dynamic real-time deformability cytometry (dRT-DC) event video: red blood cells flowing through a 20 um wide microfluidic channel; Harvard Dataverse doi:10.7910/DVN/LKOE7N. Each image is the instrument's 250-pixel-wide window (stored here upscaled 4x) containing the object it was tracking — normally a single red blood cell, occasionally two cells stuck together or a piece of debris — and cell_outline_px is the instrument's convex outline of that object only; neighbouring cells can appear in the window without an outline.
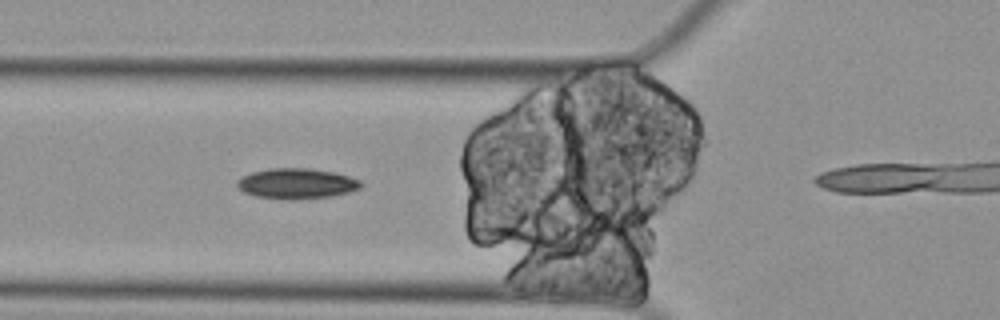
{"species": "Egyptian fruit bat (a non-hibernating species)", "species_latin": "Rousettus aegyptiacus", "temperature_condition": "cold", "stored_images_in_passage": 5, "camera_frame_rate_fps": 3000, "um_per_image_px": 0.085, "animal": {"sex": "female"}, "frame": {"image": 1, "passage_image": 3, "time_ms": 0.667, "image_size_px": [1000, 320], "cell_outline_px": [[360, 188], [348, 192], [332, 196], [296, 200], [288, 200], [256, 196], [244, 192], [236, 184], [236, 180], [252, 172], [272, 168], [308, 168], [332, 172], [348, 176], [360, 180]], "centroid_in_image_um": [25.19, 15.61], "position_along_channel_um": 100.6, "area_um2": 21.79}}
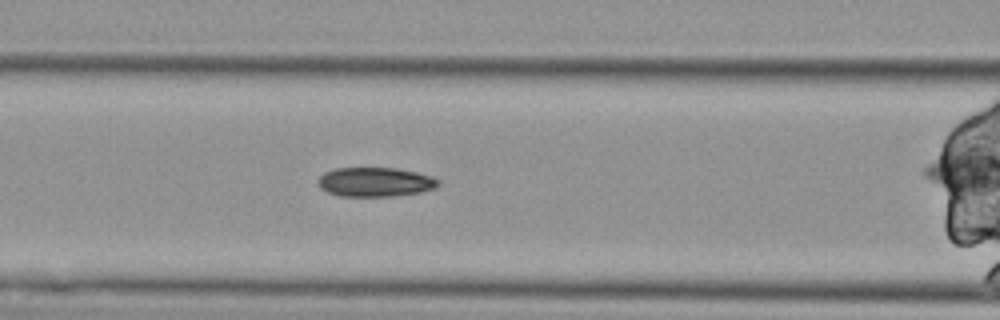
{"frame": {"image": 2, "passage_image": 4, "time_ms": 1.0, "image_size_px": [1000, 320], "cell_outline_px": [[440, 184], [436, 188], [420, 192], [392, 196], [340, 196], [328, 192], [320, 188], [316, 180], [324, 172], [336, 168], [396, 168], [416, 172], [432, 176], [440, 180]], "centroid_in_image_um": [31.89, 15.47], "position_along_channel_um": 134.7, "area_um2": 20.63}}